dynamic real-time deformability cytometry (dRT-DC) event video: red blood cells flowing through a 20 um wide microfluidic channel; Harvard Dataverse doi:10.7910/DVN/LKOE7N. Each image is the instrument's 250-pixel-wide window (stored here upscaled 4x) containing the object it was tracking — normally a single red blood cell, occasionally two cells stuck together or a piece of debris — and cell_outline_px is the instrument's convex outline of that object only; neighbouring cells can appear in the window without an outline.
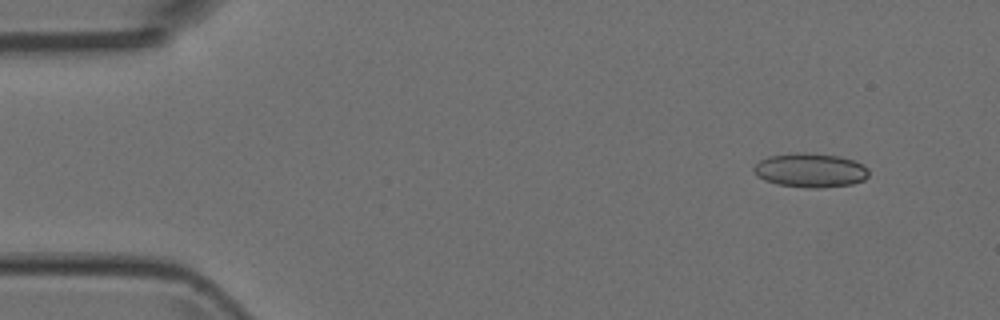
{"species": "Egyptian fruit bat (a non-hibernating species)", "species_latin": "Rousettus aegyptiacus", "temperature_condition": "room temperature", "stored_images_in_passage": 4, "camera_frame_rate_fps": 3000, "um_per_image_px": 0.085, "animal": {"sex": "female"}, "frame": {"image": 1, "passage_image": 1, "time_ms": 0.0, "image_size_px": [1000, 320], "cell_outline_px": [[868, 176], [864, 180], [852, 184], [820, 188], [812, 188], [776, 184], [764, 180], [756, 176], [752, 172], [752, 168], [760, 160], [768, 156], [796, 152], [804, 152], [840, 156], [864, 164], [868, 168]], "centroid_in_image_um": [68.86, 14.47], "position_along_channel_um": 16.1, "area_um2": 23.12}}
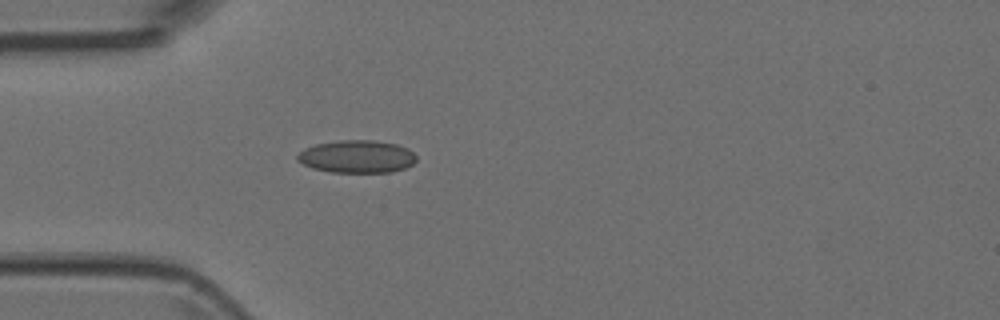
{"frame": {"image": 2, "passage_image": 4, "time_ms": 1.0, "image_size_px": [1000, 320], "cell_outline_px": [[416, 160], [412, 164], [404, 168], [392, 172], [332, 172], [312, 168], [296, 160], [296, 156], [304, 148], [316, 144], [340, 140], [372, 140], [396, 144], [408, 148], [416, 156]], "centroid_in_image_um": [30.33, 13.3], "position_along_channel_um": 54.7, "area_um2": 22.6}}